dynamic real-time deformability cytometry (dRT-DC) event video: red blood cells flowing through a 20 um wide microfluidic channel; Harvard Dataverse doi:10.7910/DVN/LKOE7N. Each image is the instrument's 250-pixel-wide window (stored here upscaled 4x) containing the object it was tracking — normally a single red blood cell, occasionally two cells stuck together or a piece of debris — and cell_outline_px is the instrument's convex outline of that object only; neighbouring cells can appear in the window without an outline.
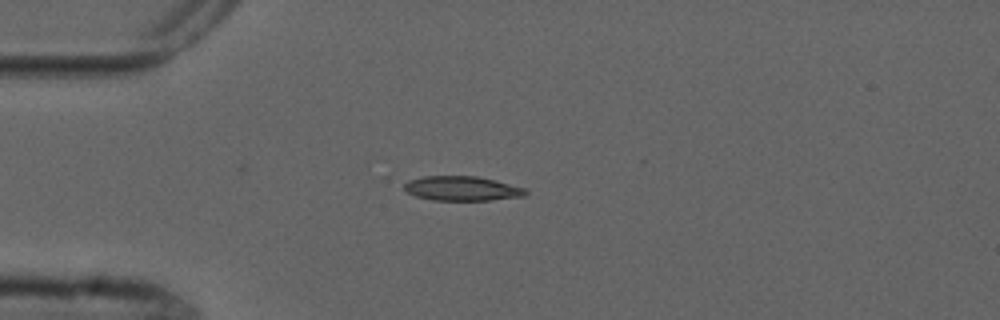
{"species": "common noctule bat (a hibernating species)", "species_latin": "Nyctalus noctula", "temperature_condition": "cold", "stored_images_in_passage": 6, "camera_frame_rate_fps": 3000, "um_per_image_px": 0.085, "animal": {"sex": "male", "forearm_length_mm": 52.5}, "frame": {"image": 1, "passage_image": 1, "time_ms": 0.0, "image_size_px": [1000, 320], "cell_outline_px": [[528, 192], [524, 196], [488, 200], [432, 200], [416, 196], [408, 192], [404, 188], [404, 184], [408, 180], [424, 176], [476, 176], [524, 188]], "centroid_in_image_um": [39.23, 16.02], "position_along_channel_um": 45.8, "area_um2": 17.05}}
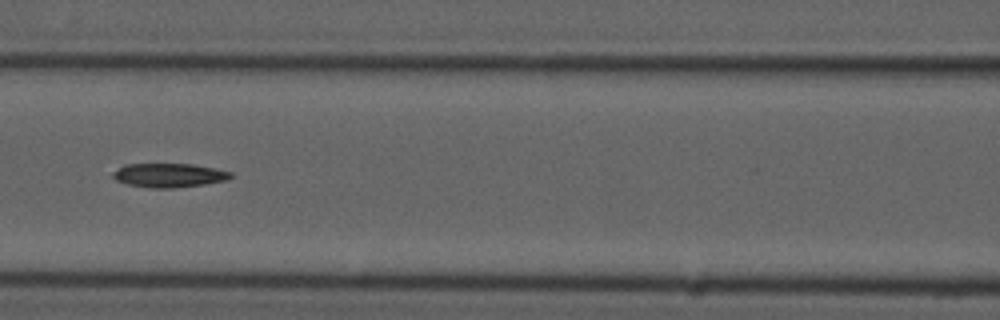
{"frame": {"image": 2, "passage_image": 4, "time_ms": 3.333, "image_size_px": [1000, 320], "cell_outline_px": [[232, 176], [224, 180], [204, 184], [172, 188], [152, 188], [128, 184], [116, 180], [112, 176], [112, 172], [124, 164], [192, 164], [216, 168], [232, 172]], "centroid_in_image_um": [14.34, 14.89], "position_along_channel_um": 152.3, "area_um2": 16.36}}
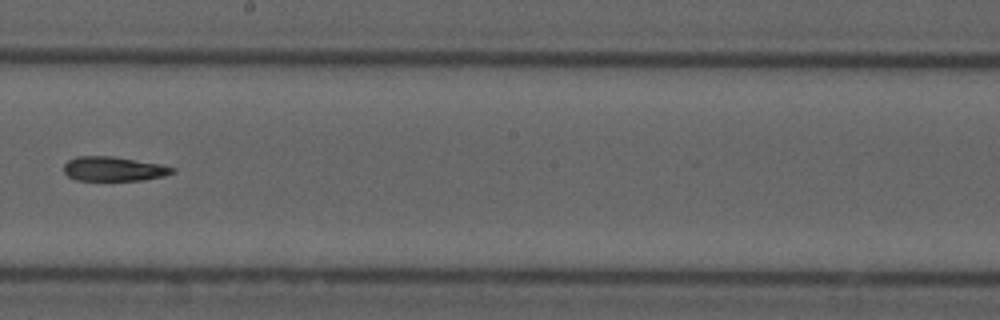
{"frame": {"image": 3, "passage_image": 6, "time_ms": 5.667, "image_size_px": [1000, 320], "cell_outline_px": [[176, 172], [164, 176], [144, 180], [76, 180], [68, 176], [64, 172], [64, 164], [68, 160], [76, 156], [112, 156], [160, 164], [176, 168]], "centroid_in_image_um": [9.67, 14.35], "position_along_channel_um": 238.5, "area_um2": 15.49}}